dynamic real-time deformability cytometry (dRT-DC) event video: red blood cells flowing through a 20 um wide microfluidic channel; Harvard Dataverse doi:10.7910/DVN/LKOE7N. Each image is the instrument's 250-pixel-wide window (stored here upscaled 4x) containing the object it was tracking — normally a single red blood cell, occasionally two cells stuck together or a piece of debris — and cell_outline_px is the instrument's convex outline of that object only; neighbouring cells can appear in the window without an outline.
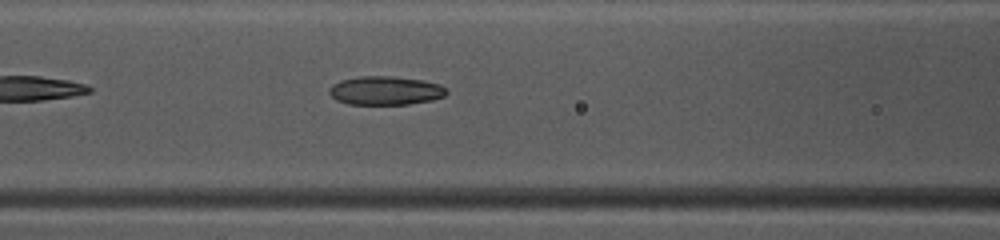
{"species": "common noctule bat (a hibernating species)", "species_latin": "Nyctalus noctula", "temperature_condition": "warm", "stored_images_in_passage": 34, "camera_frame_rate_fps": 3000, "um_per_image_px": 0.085, "animal": {"sex": "female", "body_mass_g": 10.0, "forearm_length_mm": 53.1}, "frame": {"image": 1, "passage_image": 8, "time_ms": 2.333, "image_size_px": [1000, 240], "cell_outline_px": [[448, 92], [444, 96], [432, 100], [408, 104], [348, 104], [336, 100], [328, 92], [328, 88], [332, 84], [340, 80], [360, 76], [392, 76], [420, 80], [440, 84]], "centroid_in_image_um": [32.72, 7.7], "position_along_channel_um": 133.9, "area_um2": 19.59}}
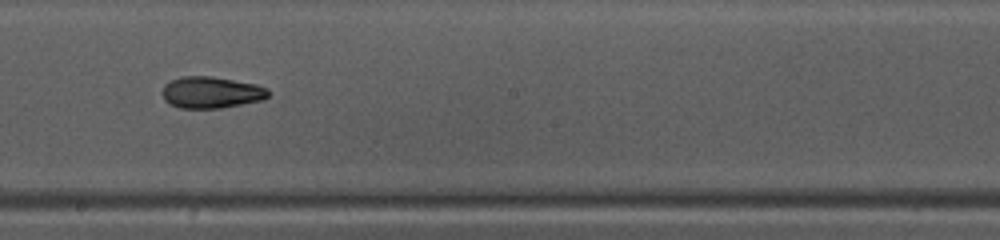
{"frame": {"image": 2, "passage_image": 15, "time_ms": 4.667, "image_size_px": [1000, 240], "cell_outline_px": [[268, 96], [264, 100], [220, 108], [180, 108], [164, 100], [160, 92], [164, 84], [180, 76], [208, 76], [256, 84], [268, 88]], "centroid_in_image_um": [17.93, 7.85], "position_along_channel_um": 230.3, "area_um2": 19.54}}
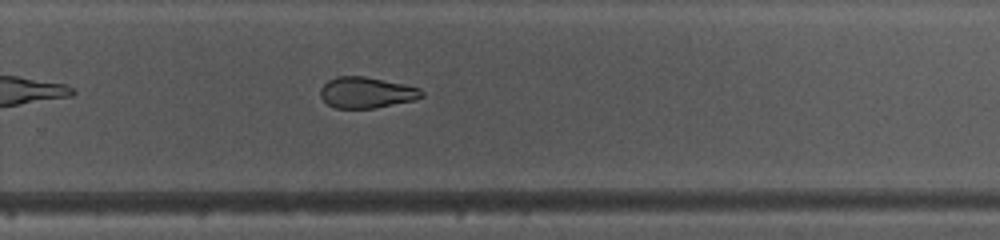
{"frame": {"image": 3, "passage_image": 20, "time_ms": 6.333, "image_size_px": [1000, 240], "cell_outline_px": [[424, 96], [416, 100], [376, 108], [336, 108], [328, 104], [320, 96], [320, 88], [328, 80], [336, 76], [364, 76], [404, 84], [420, 88], [424, 92]], "centroid_in_image_um": [31.17, 7.87], "position_along_channel_um": 298.6, "area_um2": 18.44}}